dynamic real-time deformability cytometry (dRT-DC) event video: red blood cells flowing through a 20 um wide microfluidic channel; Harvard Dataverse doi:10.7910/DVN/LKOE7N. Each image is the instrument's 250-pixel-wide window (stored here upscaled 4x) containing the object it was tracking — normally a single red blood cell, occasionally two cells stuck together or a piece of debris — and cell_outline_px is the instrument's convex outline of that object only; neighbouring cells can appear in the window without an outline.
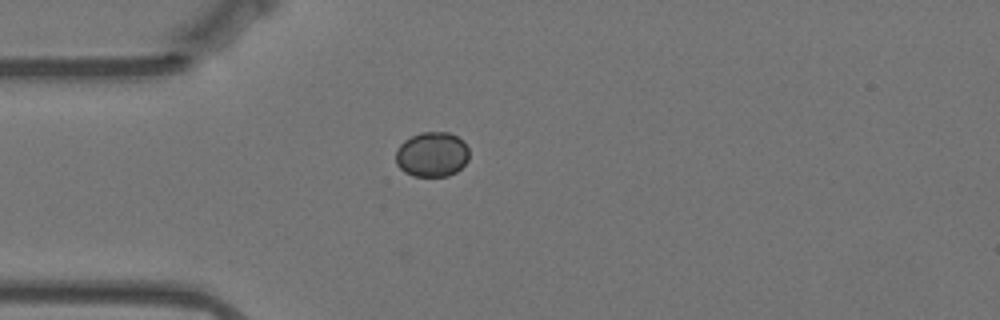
{"species": "Egyptian fruit bat (a non-hibernating species)", "species_latin": "Rousettus aegyptiacus", "temperature_condition": "warm", "stored_images_in_passage": 43, "camera_frame_rate_fps": 3000, "um_per_image_px": 0.085, "animal": {"sex": "female"}, "frame": {"image": 1, "passage_image": 1, "time_ms": 0.0, "image_size_px": [1000, 320], "cell_outline_px": [[468, 160], [456, 172], [448, 176], [412, 176], [404, 172], [396, 164], [396, 152], [400, 144], [404, 140], [420, 132], [448, 132], [464, 140], [468, 148]], "centroid_in_image_um": [36.72, 13.12], "position_along_channel_um": 48.3, "area_um2": 19.31}}
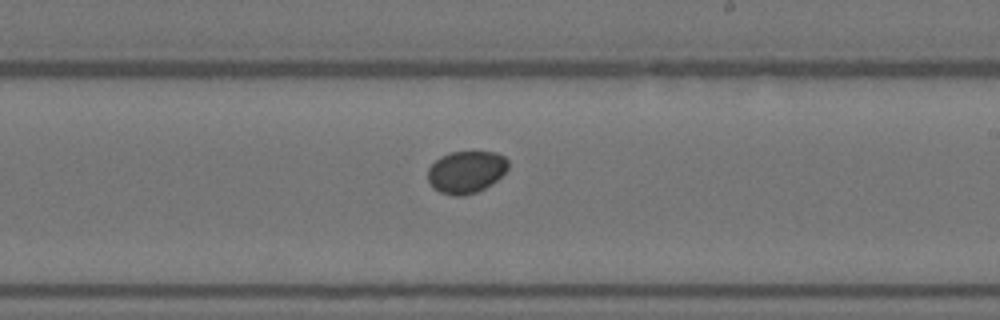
{"frame": {"image": 2, "passage_image": 19, "time_ms": 6.0, "image_size_px": [1000, 320], "cell_outline_px": [[508, 168], [492, 184], [476, 192], [464, 196], [456, 196], [440, 192], [432, 188], [428, 180], [428, 168], [440, 156], [452, 152], [496, 152], [504, 156], [508, 160]], "centroid_in_image_um": [39.61, 14.62], "position_along_channel_um": 249.4, "area_um2": 19.77}}
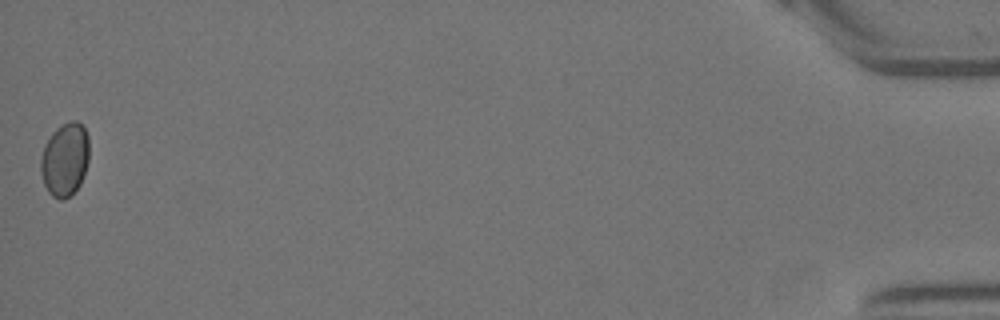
{"frame": {"image": 3, "passage_image": 43, "time_ms": 14.0, "image_size_px": [1000, 320], "cell_outline_px": [[88, 160], [84, 176], [80, 184], [64, 200], [60, 200], [52, 196], [48, 192], [44, 184], [40, 172], [40, 160], [44, 144], [52, 132], [56, 128], [72, 120], [76, 120], [84, 128], [88, 136]], "centroid_in_image_um": [5.49, 13.56], "position_along_channel_um": 429.7, "area_um2": 20.75}}